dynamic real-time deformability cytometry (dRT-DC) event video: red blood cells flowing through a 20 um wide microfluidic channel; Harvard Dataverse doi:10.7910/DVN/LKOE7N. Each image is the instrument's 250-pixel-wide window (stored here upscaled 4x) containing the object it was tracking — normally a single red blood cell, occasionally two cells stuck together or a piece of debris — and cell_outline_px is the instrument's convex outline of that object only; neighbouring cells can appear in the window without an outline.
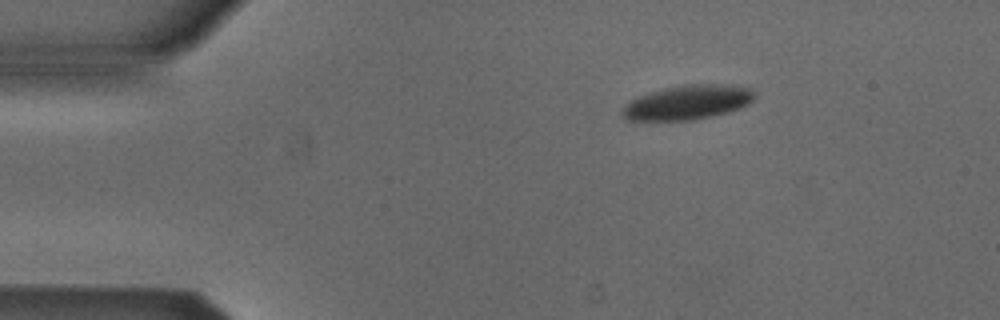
{"species": "Egyptian fruit bat (a non-hibernating species)", "species_latin": "Rousettus aegyptiacus", "temperature_condition": "cold", "stored_images_in_passage": 3, "camera_frame_rate_fps": 3000, "um_per_image_px": 0.085, "animal": {"sex": "male"}, "frame": {"image": 1, "passage_image": 1, "time_ms": 0.0, "image_size_px": [1000, 320], "cell_outline_px": [[756, 96], [748, 104], [740, 108], [728, 112], [696, 120], [628, 120], [620, 116], [620, 108], [624, 104], [636, 96], [648, 92], [664, 88], [684, 84], [732, 84], [752, 88]], "centroid_in_image_um": [58.42, 8.69], "position_along_channel_um": 26.6, "area_um2": 27.11}}
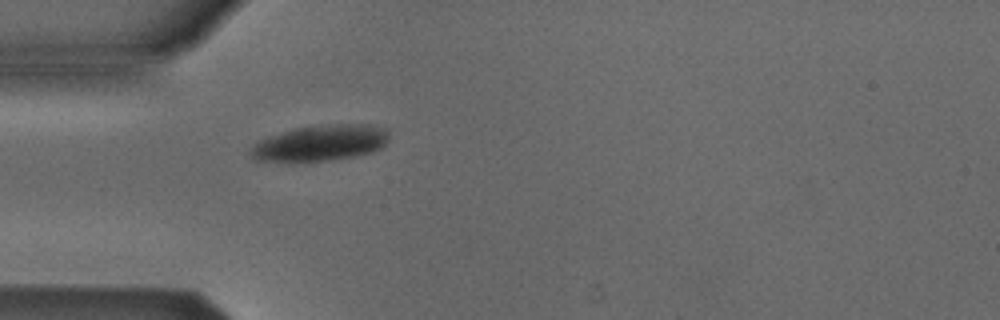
{"frame": {"image": 2, "passage_image": 3, "time_ms": 0.667, "image_size_px": [1000, 320], "cell_outline_px": [[388, 140], [380, 148], [372, 152], [356, 156], [332, 160], [292, 164], [288, 164], [252, 160], [248, 152], [248, 148], [260, 140], [268, 136], [296, 128], [320, 124], [372, 124], [388, 128]], "centroid_in_image_um": [27.16, 12.19], "position_along_channel_um": 57.8, "area_um2": 30.23}}